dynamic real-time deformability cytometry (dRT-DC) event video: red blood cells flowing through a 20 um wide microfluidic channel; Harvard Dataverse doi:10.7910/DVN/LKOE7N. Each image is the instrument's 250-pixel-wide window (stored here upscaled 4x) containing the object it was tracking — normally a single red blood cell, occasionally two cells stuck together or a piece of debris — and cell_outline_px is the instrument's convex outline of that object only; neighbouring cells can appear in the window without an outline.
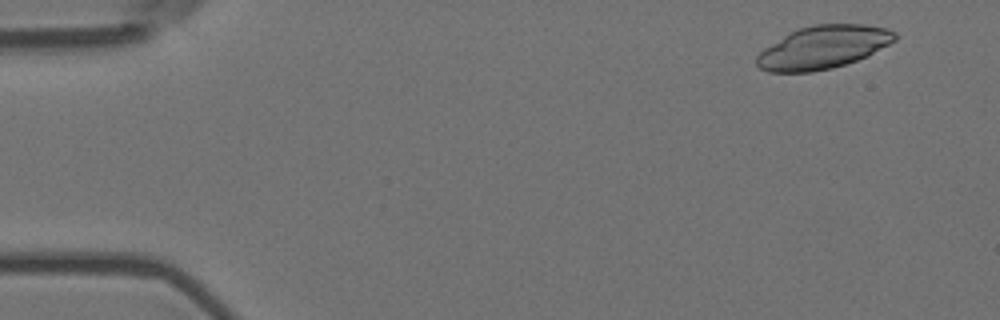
{"species": "Egyptian fruit bat (a non-hibernating species)", "species_latin": "Rousettus aegyptiacus", "temperature_condition": "room temperature", "stored_images_in_passage": 55, "camera_frame_rate_fps": 3000, "um_per_image_px": 0.085, "animal": {"sex": "female"}, "frame": {"image": 1, "passage_image": 4, "time_ms": 1.0, "image_size_px": [1000, 320], "cell_outline_px": [[896, 40], [868, 56], [832, 68], [812, 72], [768, 72], [760, 68], [756, 64], [756, 56], [764, 48], [784, 36], [800, 28], [812, 24], [864, 24], [888, 28], [896, 32]], "centroid_in_image_um": [69.98, 4.02], "position_along_channel_um": 15.0, "area_um2": 34.51}}